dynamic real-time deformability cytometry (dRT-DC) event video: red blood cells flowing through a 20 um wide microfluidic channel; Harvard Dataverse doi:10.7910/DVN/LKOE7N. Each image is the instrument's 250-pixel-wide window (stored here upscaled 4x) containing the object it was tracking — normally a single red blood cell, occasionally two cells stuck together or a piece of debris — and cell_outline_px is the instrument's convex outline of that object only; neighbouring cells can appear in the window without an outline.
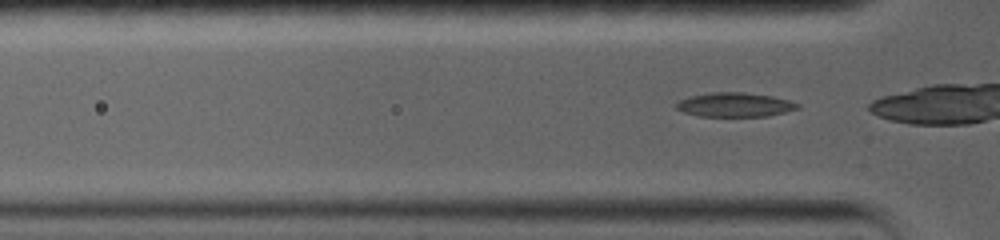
{"species": "common noctule bat (a hibernating species)", "species_latin": "Nyctalus noctula", "temperature_condition": "warm", "stored_images_in_passage": 50, "camera_frame_rate_fps": 5000, "um_per_image_px": 0.085, "animal": {"sex": "female", "body_mass_g": 19.0, "forearm_length_mm": 56.7}, "frame": {"image": 1, "passage_image": 2, "time_ms": 0.2, "image_size_px": [1000, 240], "cell_outline_px": [[800, 108], [768, 116], [700, 116], [684, 112], [676, 108], [676, 104], [680, 100], [688, 96], [712, 92], [744, 92], [772, 96], [788, 100], [800, 104]], "centroid_in_image_um": [62.46, 8.9], "position_along_channel_um": 63.3, "area_um2": 17.05}}
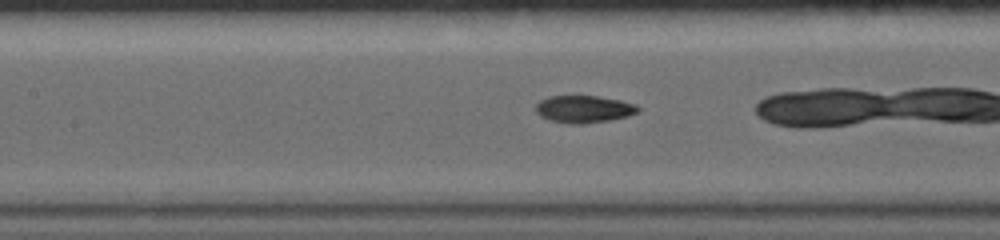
{"frame": {"image": 2, "passage_image": 14, "time_ms": 2.8, "image_size_px": [1000, 240], "cell_outline_px": [[640, 112], [628, 116], [608, 120], [580, 124], [568, 124], [548, 120], [540, 116], [536, 112], [536, 104], [540, 100], [548, 96], [596, 96], [620, 100], [636, 104], [640, 108]], "centroid_in_image_um": [49.62, 9.27], "position_along_channel_um": 157.8, "area_um2": 16.36}}
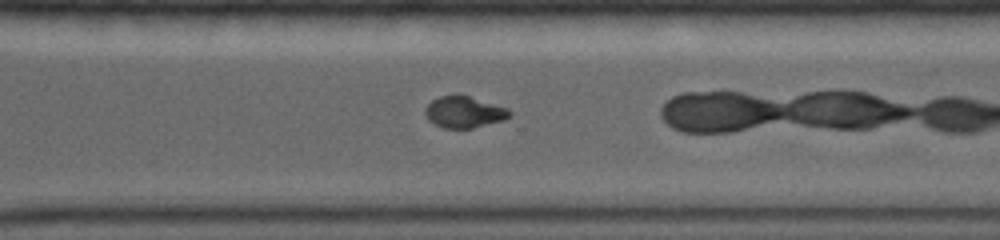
{"frame": {"image": 3, "passage_image": 33, "time_ms": 7.6, "image_size_px": [1000, 240], "cell_outline_px": [[512, 116], [504, 120], [472, 128], [444, 128], [428, 120], [424, 112], [428, 104], [432, 100], [440, 96], [456, 92], [460, 92], [508, 108], [512, 112]], "centroid_in_image_um": [39.47, 9.48], "position_along_channel_um": 331.1, "area_um2": 15.95}}